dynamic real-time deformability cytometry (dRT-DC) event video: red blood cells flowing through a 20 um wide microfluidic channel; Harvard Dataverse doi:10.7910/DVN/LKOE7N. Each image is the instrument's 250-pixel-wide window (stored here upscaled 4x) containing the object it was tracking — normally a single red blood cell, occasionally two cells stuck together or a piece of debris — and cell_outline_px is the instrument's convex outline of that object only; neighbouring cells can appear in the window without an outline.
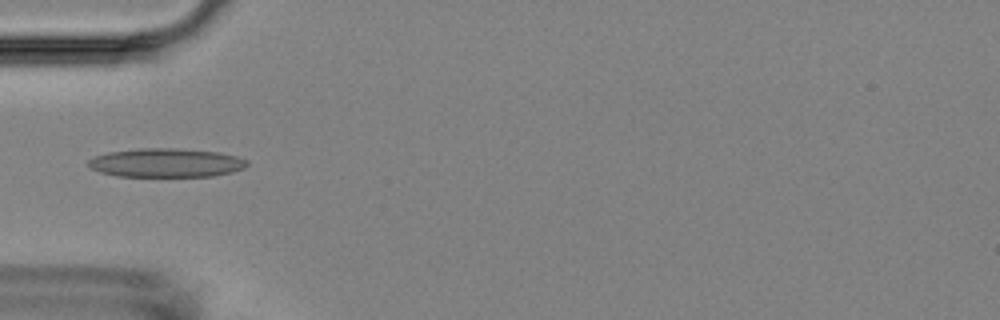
{"species": "Egyptian fruit bat (a non-hibernating species)", "species_latin": "Rousettus aegyptiacus", "temperature_condition": "room temperature", "stored_images_in_passage": 4, "camera_frame_rate_fps": 3000, "um_per_image_px": 0.085, "animal": {"sex": "female"}, "frame": {"image": 1, "passage_image": 4, "time_ms": 4.667, "image_size_px": [1000, 320], "cell_outline_px": [[248, 164], [244, 168], [232, 172], [212, 176], [116, 176], [100, 172], [92, 168], [88, 164], [88, 160], [96, 156], [108, 152], [140, 148], [176, 148], [220, 152], [236, 156], [248, 160]], "centroid_in_image_um": [14.14, 13.83], "position_along_channel_um": 70.9, "area_um2": 26.65}}